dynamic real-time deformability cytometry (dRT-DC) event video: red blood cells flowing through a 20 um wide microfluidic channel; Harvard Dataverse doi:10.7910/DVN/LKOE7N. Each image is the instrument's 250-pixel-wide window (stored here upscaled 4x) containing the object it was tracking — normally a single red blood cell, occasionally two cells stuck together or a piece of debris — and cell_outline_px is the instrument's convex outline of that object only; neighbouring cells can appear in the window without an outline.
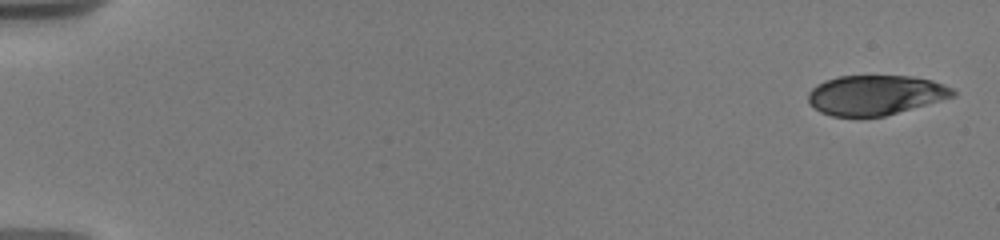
{"species": "human", "species_latin": "Homo sapiens", "temperature_condition": "warm", "stored_images_in_passage": 12, "camera_frame_rate_fps": 3000, "um_per_image_px": 0.085, "donor": {"sex": "male"}, "frame": {"image": 1, "passage_image": 1, "time_ms": 0.0, "image_size_px": [1000, 240], "cell_outline_px": [[956, 96], [884, 116], [832, 116], [820, 112], [808, 104], [808, 92], [816, 84], [824, 80], [840, 76], [912, 76], [932, 80], [944, 84], [952, 88], [956, 92]], "centroid_in_image_um": [74.39, 8.07], "position_along_channel_um": 10.6, "area_um2": 33.64}}
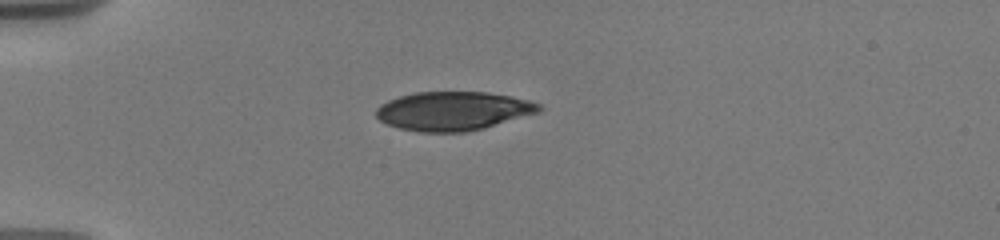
{"frame": {"image": 2, "passage_image": 10, "time_ms": 4.667, "image_size_px": [1000, 240], "cell_outline_px": [[544, 108], [540, 112], [484, 128], [468, 132], [420, 132], [400, 128], [388, 124], [380, 120], [376, 116], [376, 108], [380, 104], [388, 100], [400, 96], [416, 92], [488, 92], [512, 96], [528, 100], [540, 104]], "centroid_in_image_um": [38.54, 9.43], "position_along_channel_um": 46.5, "area_um2": 36.99}}
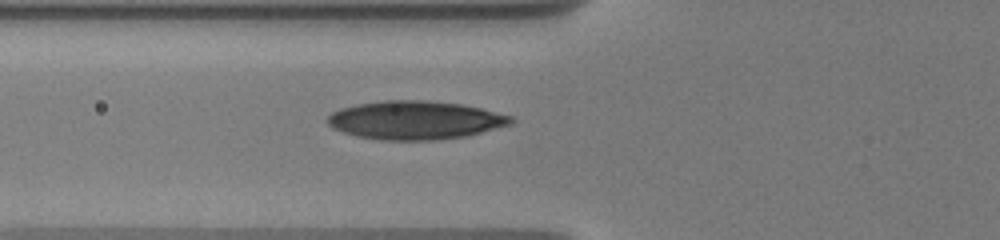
{"frame": {"image": 3, "passage_image": 12, "time_ms": 6.667, "image_size_px": [1000, 240], "cell_outline_px": [[516, 120], [512, 124], [468, 136], [436, 140], [380, 140], [356, 136], [332, 128], [328, 124], [328, 116], [332, 112], [340, 108], [356, 104], [384, 100], [428, 100], [464, 104], [512, 116]], "centroid_in_image_um": [35.31, 10.21], "position_along_channel_um": 90.5, "area_um2": 41.44}}